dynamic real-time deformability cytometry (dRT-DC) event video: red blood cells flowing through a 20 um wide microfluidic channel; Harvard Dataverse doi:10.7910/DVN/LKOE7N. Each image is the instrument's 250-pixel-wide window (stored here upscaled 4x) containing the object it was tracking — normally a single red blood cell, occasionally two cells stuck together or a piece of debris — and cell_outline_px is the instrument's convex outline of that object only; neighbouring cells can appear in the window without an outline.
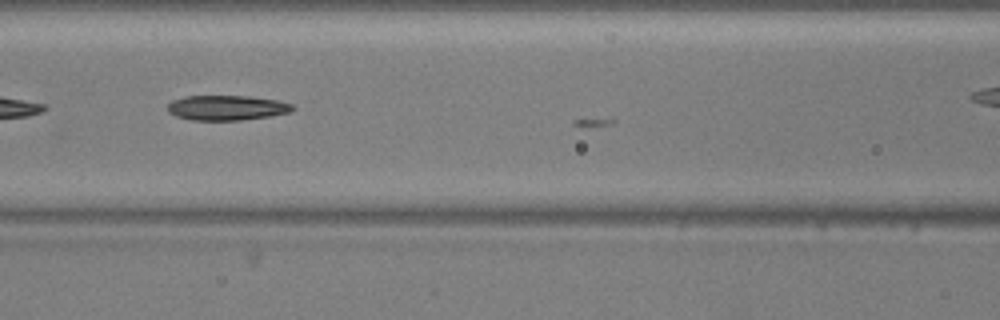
{"species": "common noctule bat (a hibernating species)", "species_latin": "Nyctalus noctula", "temperature_condition": "warm", "stored_images_in_passage": 15, "camera_frame_rate_fps": 3000, "um_per_image_px": 0.085, "animal": {"sex": "male", "body_mass_g": 20.5, "forearm_length_mm": 52.5}, "frame": {"image": 1, "passage_image": 14, "time_ms": 4.333, "image_size_px": [1000, 320], "cell_outline_px": [[296, 108], [292, 112], [268, 116], [240, 120], [192, 120], [176, 116], [168, 112], [168, 104], [172, 100], [184, 96], [248, 96], [276, 100], [292, 104]], "centroid_in_image_um": [19.27, 9.16], "position_along_channel_um": 147.3, "area_um2": 18.15}}